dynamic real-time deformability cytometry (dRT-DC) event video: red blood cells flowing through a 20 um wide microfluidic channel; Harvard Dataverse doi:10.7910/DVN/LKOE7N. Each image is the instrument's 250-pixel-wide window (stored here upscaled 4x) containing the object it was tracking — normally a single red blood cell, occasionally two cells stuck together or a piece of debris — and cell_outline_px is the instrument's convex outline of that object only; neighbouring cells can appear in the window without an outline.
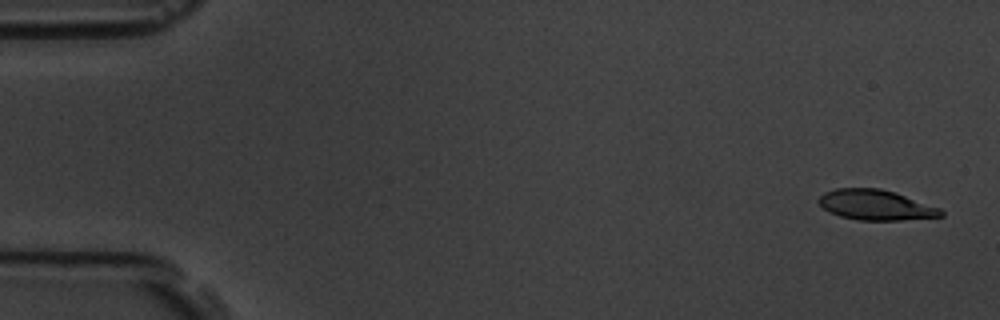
{"species": "common noctule bat (a hibernating species)", "species_latin": "Nyctalus noctula", "temperature_condition": "room temperature", "stored_images_in_passage": 56, "camera_frame_rate_fps": 3000, "um_per_image_px": 0.085, "animal": {"sex": "male", "body_mass_g": 19.5, "forearm_length_mm": 54.6}, "frame": {"image": 1, "passage_image": 2, "time_ms": 0.333, "image_size_px": [1000, 320], "cell_outline_px": [[944, 216], [900, 220], [860, 220], [840, 216], [828, 212], [816, 200], [824, 192], [836, 188], [880, 188], [896, 192], [940, 208], [944, 212]], "centroid_in_image_um": [74.43, 17.41], "position_along_channel_um": 10.6, "area_um2": 21.62}}
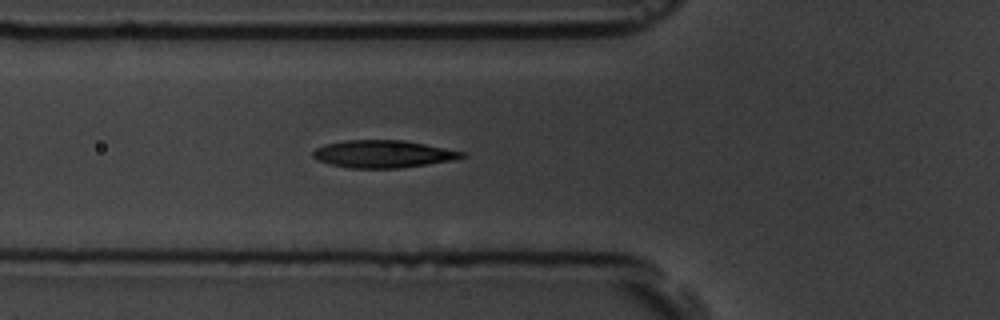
{"frame": {"image": 2, "passage_image": 20, "time_ms": 6.333, "image_size_px": [1000, 320], "cell_outline_px": [[468, 156], [456, 160], [400, 168], [348, 168], [328, 164], [316, 160], [312, 156], [312, 152], [316, 148], [324, 144], [344, 140], [404, 140], [464, 152]], "centroid_in_image_um": [32.54, 13.09], "position_along_channel_um": 93.3, "area_um2": 24.04}}
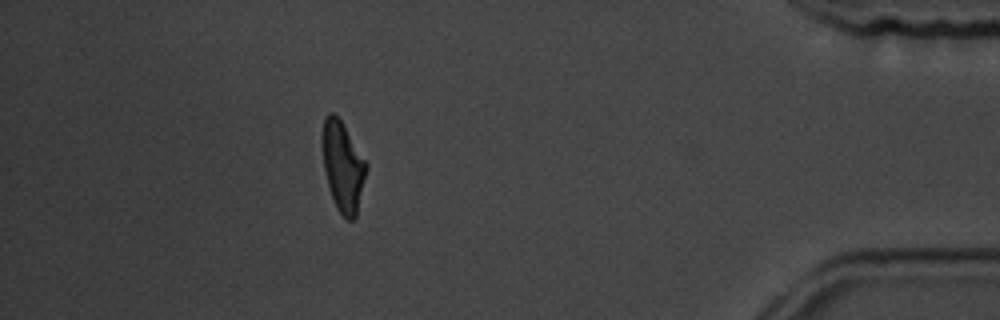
{"frame": {"image": 3, "passage_image": 50, "time_ms": 16.333, "image_size_px": [1000, 320], "cell_outline_px": [[368, 168], [356, 216], [352, 220], [348, 220], [336, 208], [328, 184], [324, 168], [320, 144], [320, 136], [324, 116], [328, 112], [332, 112], [344, 124], [368, 164]], "centroid_in_image_um": [29.12, 14.08], "position_along_channel_um": 406.1, "area_um2": 23.41}, "authors_computed_cell_mechanics": {"area_um2": 23.409, "velocity_mm_per_s": 3.6165, "shape_relaxation_time_tau1_ms": 4.0182, "shape_relaxation_time_tau2_ms": 2.2306, "deformation_change_tau1": 0.1523, "deformation_change_tau2": 0.0833}}